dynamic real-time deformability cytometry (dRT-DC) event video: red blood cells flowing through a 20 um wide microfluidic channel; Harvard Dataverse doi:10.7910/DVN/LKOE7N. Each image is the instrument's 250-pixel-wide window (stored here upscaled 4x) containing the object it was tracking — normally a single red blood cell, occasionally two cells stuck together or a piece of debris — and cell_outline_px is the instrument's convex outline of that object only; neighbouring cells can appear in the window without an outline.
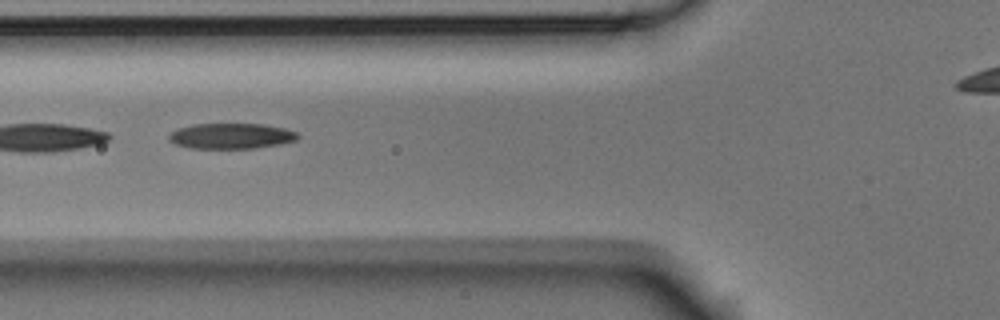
{"species": "Egyptian fruit bat (a non-hibernating species)", "species_latin": "Rousettus aegyptiacus", "temperature_condition": "room temperature", "stored_images_in_passage": 10, "segment_of_instrument_passage": [1, 2], "camera_frame_rate_fps": 3000, "um_per_image_px": 0.085, "animal": {"sex": "male"}, "frame": {"image": 1, "passage_image": 4, "time_ms": 1.0, "image_size_px": [1000, 320], "cell_outline_px": [[300, 136], [296, 140], [280, 144], [256, 148], [188, 148], [176, 144], [168, 140], [168, 136], [176, 128], [192, 124], [264, 124], [284, 128], [296, 132]], "centroid_in_image_um": [19.63, 11.56], "position_along_channel_um": 106.2, "area_um2": 19.25}}
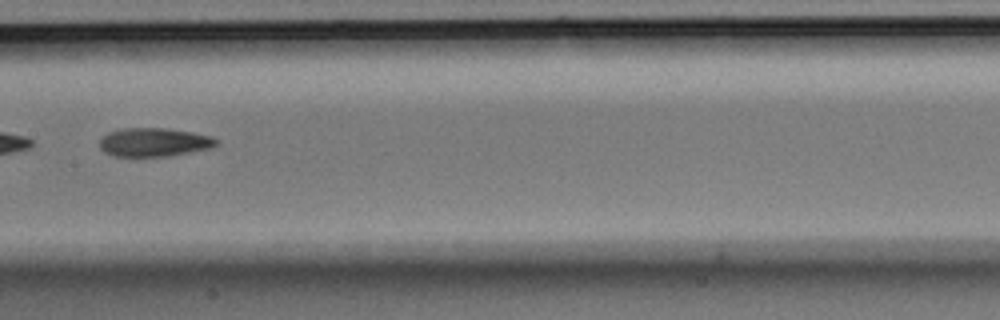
{"frame": {"image": 2, "passage_image": 6, "time_ms": 1.667, "image_size_px": [1000, 320], "cell_outline_px": [[216, 144], [212, 148], [164, 156], [116, 156], [104, 152], [100, 148], [100, 140], [108, 132], [120, 128], [168, 128], [192, 132], [212, 136], [216, 140]], "centroid_in_image_um": [13.07, 12.07], "position_along_channel_um": 194.3, "area_um2": 19.31}}
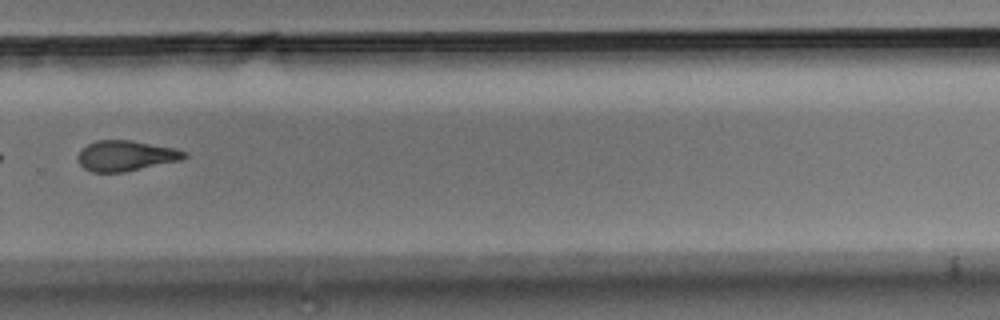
{"frame": {"image": 3, "passage_image": 9, "time_ms": 2.667, "image_size_px": [1000, 320], "cell_outline_px": [[188, 156], [180, 160], [124, 172], [92, 172], [84, 168], [80, 164], [76, 156], [80, 148], [96, 140], [132, 140], [176, 148], [184, 152]], "centroid_in_image_um": [10.65, 13.23], "position_along_channel_um": 319.2, "area_um2": 18.96}}